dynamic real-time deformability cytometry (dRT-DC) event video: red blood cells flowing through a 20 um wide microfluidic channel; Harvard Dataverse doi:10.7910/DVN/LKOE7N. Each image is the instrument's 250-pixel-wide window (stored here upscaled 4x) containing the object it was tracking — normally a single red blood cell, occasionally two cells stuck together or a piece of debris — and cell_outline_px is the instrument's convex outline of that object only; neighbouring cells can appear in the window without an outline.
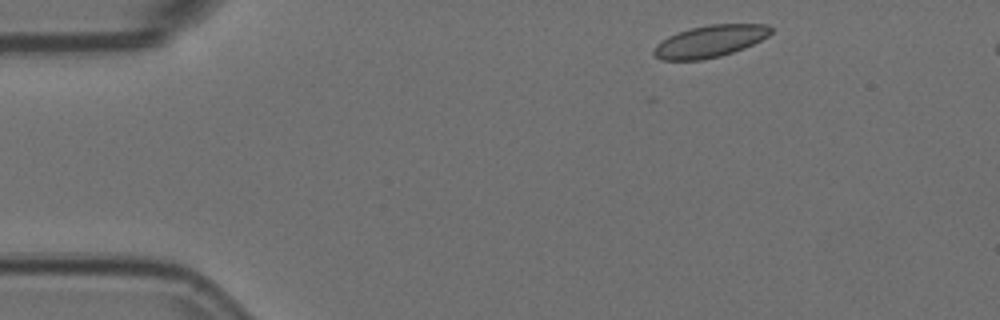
{"species": "Egyptian fruit bat (a non-hibernating species)", "species_latin": "Rousettus aegyptiacus", "temperature_condition": "room temperature", "stored_images_in_passage": 41, "camera_frame_rate_fps": 3000, "um_per_image_px": 0.085, "animal": {"sex": "female"}, "frame": {"image": 1, "passage_image": 1, "time_ms": 0.0, "image_size_px": [1000, 320], "cell_outline_px": [[772, 32], [768, 36], [744, 48], [720, 56], [704, 60], [664, 60], [656, 56], [652, 52], [656, 44], [668, 36], [676, 32], [708, 24], [768, 24], [772, 28]], "centroid_in_image_um": [60.34, 3.5], "position_along_channel_um": 24.7, "area_um2": 21.79}}
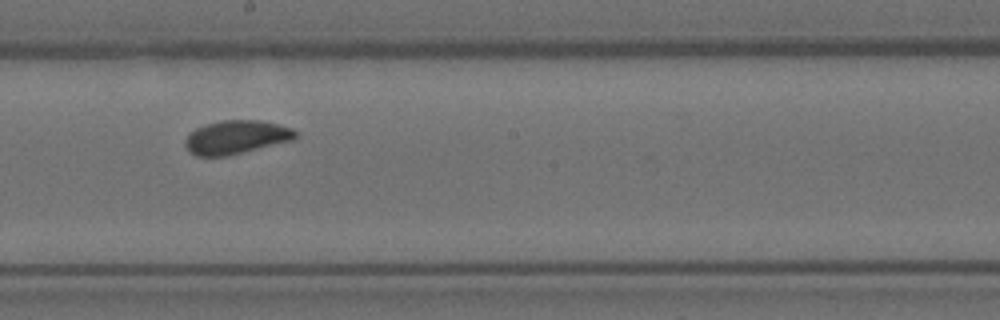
{"frame": {"image": 2, "passage_image": 24, "time_ms": 7.667, "image_size_px": [1000, 320], "cell_outline_px": [[300, 132], [292, 140], [224, 156], [196, 156], [184, 144], [184, 140], [196, 128], [220, 120], [260, 120], [292, 128]], "centroid_in_image_um": [20.09, 11.65], "position_along_channel_um": 228.1, "area_um2": 21.15}}
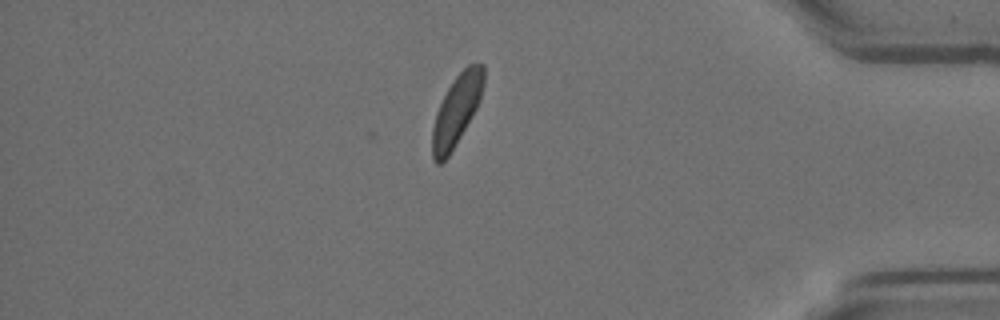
{"frame": {"image": 3, "passage_image": 41, "time_ms": 13.333, "image_size_px": [1000, 320], "cell_outline_px": [[484, 84], [480, 100], [476, 108], [460, 136], [448, 156], [440, 164], [436, 164], [432, 160], [432, 128], [436, 112], [448, 88], [456, 76], [468, 64], [484, 64]], "centroid_in_image_um": [38.8, 9.37], "position_along_channel_um": 396.4, "area_um2": 20.75}, "authors_computed_cell_mechanics": {"area_um2": 21.6172, "velocity_mm_per_s": 3.5812, "shape_relaxation_time_tau1_ms": 2.7684, "shape_relaxation_time_tau2_ms": null, "deformation_change_tau1": 0.0824, "deformation_change_tau2": null}}